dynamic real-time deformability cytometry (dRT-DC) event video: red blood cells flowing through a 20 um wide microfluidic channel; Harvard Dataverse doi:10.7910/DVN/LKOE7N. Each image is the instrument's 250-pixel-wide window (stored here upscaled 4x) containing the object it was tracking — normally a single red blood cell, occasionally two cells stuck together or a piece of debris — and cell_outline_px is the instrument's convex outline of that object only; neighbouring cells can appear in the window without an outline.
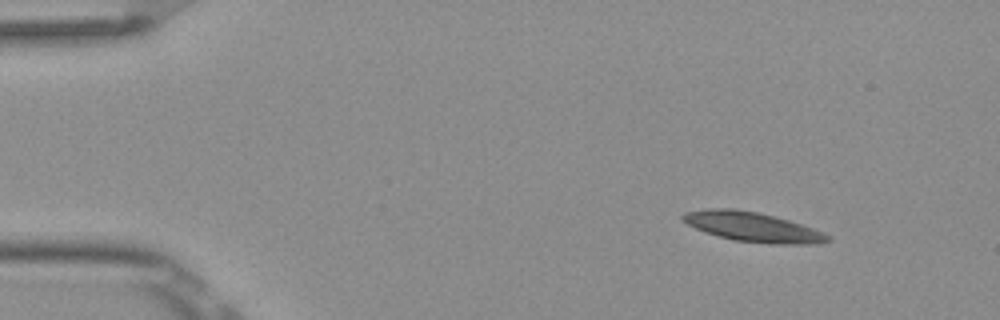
{"species": "Egyptian fruit bat (a non-hibernating species)", "species_latin": "Rousettus aegyptiacus", "temperature_condition": "room temperature", "stored_images_in_passage": 3, "camera_frame_rate_fps": 3000, "um_per_image_px": 0.085, "frame": {"image": 1, "passage_image": 1, "time_ms": 0.0, "image_size_px": [1000, 320], "cell_outline_px": [[832, 240], [816, 244], [772, 244], [732, 240], [704, 232], [680, 220], [680, 216], [684, 212], [708, 208], [732, 208], [756, 212], [788, 220], [824, 232], [832, 236]], "centroid_in_image_um": [63.96, 19.29], "position_along_channel_um": 21.0, "area_um2": 25.09}}
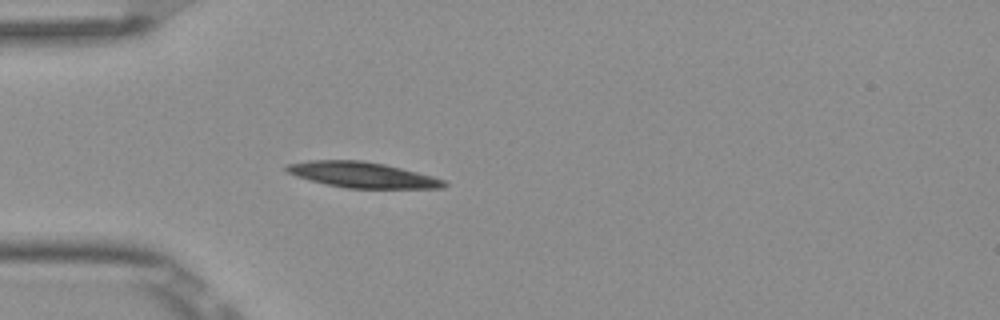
{"frame": {"image": 2, "passage_image": 3, "time_ms": 0.667, "image_size_px": [1000, 320], "cell_outline_px": [[448, 184], [444, 188], [344, 188], [296, 176], [288, 172], [284, 168], [284, 164], [308, 160], [360, 160], [384, 164], [432, 176], [444, 180]], "centroid_in_image_um": [30.77, 14.85], "position_along_channel_um": 54.2, "area_um2": 23.35}}